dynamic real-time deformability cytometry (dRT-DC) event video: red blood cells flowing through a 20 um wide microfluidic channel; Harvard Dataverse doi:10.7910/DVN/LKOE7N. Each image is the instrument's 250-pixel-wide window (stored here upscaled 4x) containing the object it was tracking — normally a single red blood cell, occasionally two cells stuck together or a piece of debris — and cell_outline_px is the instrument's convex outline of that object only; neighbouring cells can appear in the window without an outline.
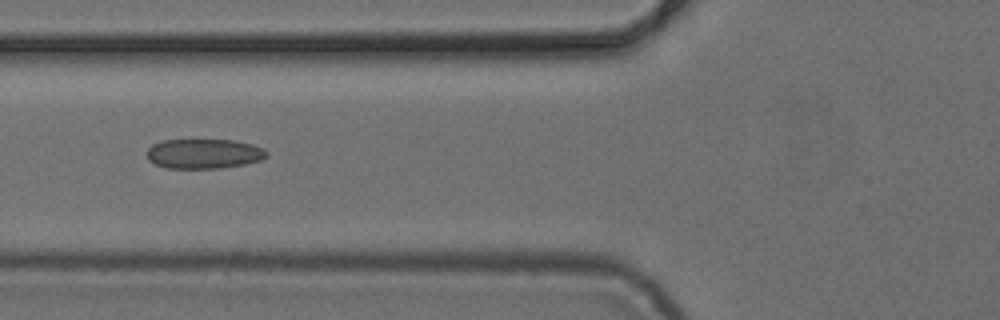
{"species": "common noctule bat (a hibernating species)", "species_latin": "Nyctalus noctula", "temperature_condition": "cold", "stored_images_in_passage": 2, "camera_frame_rate_fps": 3000, "um_per_image_px": 0.085, "animal": {"sex": "female", "body_mass_g": 24.6, "forearm_length_mm": 56.2}, "frame": {"image": 1, "passage_image": 2, "time_ms": 1.0, "image_size_px": [1000, 320], "cell_outline_px": [[268, 156], [260, 160], [244, 164], [220, 168], [168, 168], [156, 164], [148, 160], [148, 148], [152, 144], [160, 140], [236, 140], [252, 144], [264, 148], [268, 152]], "centroid_in_image_um": [17.35, 13.06], "position_along_channel_um": 108.5, "area_um2": 20.81}}